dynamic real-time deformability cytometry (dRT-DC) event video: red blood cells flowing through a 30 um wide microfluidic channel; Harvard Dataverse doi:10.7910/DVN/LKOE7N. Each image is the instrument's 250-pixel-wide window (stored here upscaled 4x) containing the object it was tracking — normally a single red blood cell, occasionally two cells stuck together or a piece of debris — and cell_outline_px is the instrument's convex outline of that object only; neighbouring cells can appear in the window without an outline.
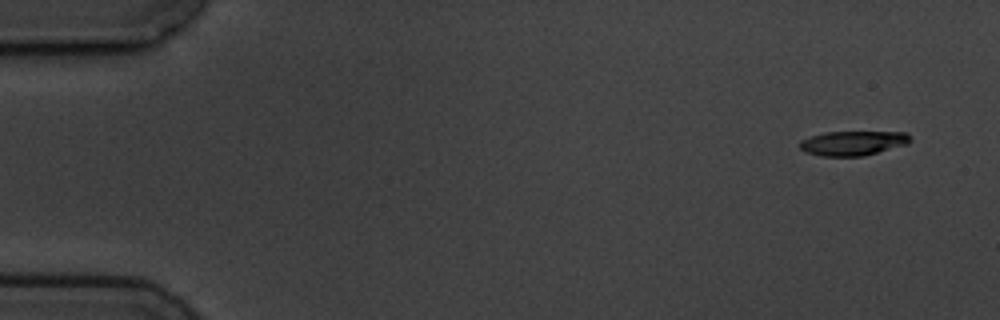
{"species": "common noctule bat (a hibernating species)", "species_latin": "Nyctalus noctula", "temperature_condition": "cold", "stored_images_in_passage": 4, "camera_frame_rate_fps": 3000, "um_per_image_px": 0.085, "animal": {"sex": "male", "body_mass_g": 19.5, "forearm_length_mm": 54.6}, "frame": {"image": 1, "passage_image": 1, "time_ms": 0.0, "image_size_px": [1000, 320], "cell_outline_px": [[912, 140], [908, 144], [864, 156], [820, 156], [804, 152], [800, 148], [800, 140], [824, 132], [908, 132]], "centroid_in_image_um": [72.51, 12.17], "position_along_channel_um": 12.5, "area_um2": 15.9}}